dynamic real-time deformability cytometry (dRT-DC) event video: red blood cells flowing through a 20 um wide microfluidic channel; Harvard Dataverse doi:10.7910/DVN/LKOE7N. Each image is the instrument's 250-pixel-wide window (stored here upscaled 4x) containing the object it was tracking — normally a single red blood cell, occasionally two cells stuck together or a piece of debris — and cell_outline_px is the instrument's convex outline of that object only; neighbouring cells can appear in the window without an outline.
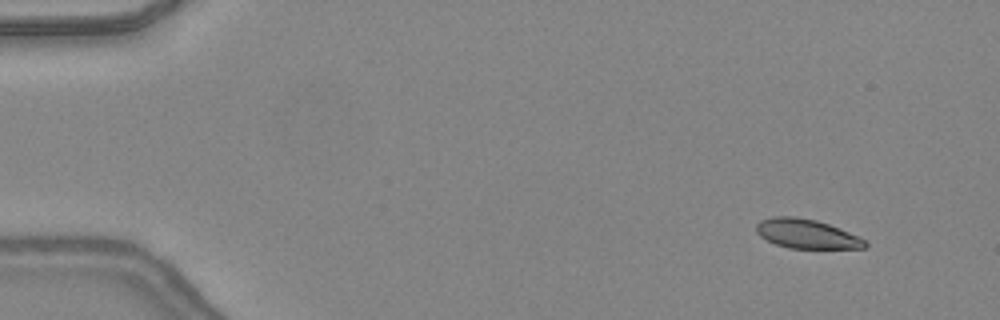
{"species": "common noctule bat (a hibernating species)", "species_latin": "Nyctalus noctula", "temperature_condition": "warm", "stored_images_in_passage": 13, "camera_frame_rate_fps": 3000, "um_per_image_px": 0.085, "animal": {"sex": "female", "body_mass_g": 24.6, "forearm_length_mm": 56.2}, "frame": {"image": 1, "passage_image": 4, "time_ms": 1.0, "image_size_px": [1000, 320], "cell_outline_px": [[868, 244], [864, 248], [788, 248], [776, 244], [760, 236], [756, 232], [756, 224], [760, 220], [772, 216], [792, 216], [816, 220], [828, 224], [848, 232], [864, 240]], "centroid_in_image_um": [68.51, 19.87], "position_along_channel_um": 16.5, "area_um2": 18.32}}
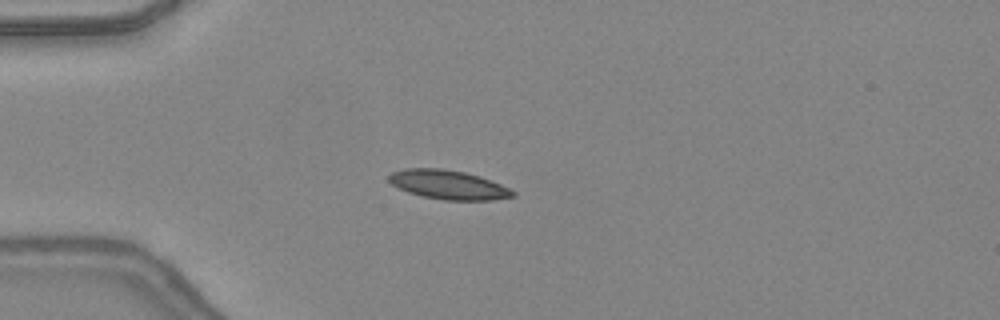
{"frame": {"image": 2, "passage_image": 13, "time_ms": 4.0, "image_size_px": [1000, 320], "cell_outline_px": [[516, 196], [492, 200], [444, 200], [424, 196], [408, 192], [392, 184], [388, 180], [388, 176], [392, 172], [404, 168], [440, 168], [464, 172], [480, 176], [500, 184], [516, 192]], "centroid_in_image_um": [38.11, 15.7], "position_along_channel_um": 46.9, "area_um2": 20.92}}